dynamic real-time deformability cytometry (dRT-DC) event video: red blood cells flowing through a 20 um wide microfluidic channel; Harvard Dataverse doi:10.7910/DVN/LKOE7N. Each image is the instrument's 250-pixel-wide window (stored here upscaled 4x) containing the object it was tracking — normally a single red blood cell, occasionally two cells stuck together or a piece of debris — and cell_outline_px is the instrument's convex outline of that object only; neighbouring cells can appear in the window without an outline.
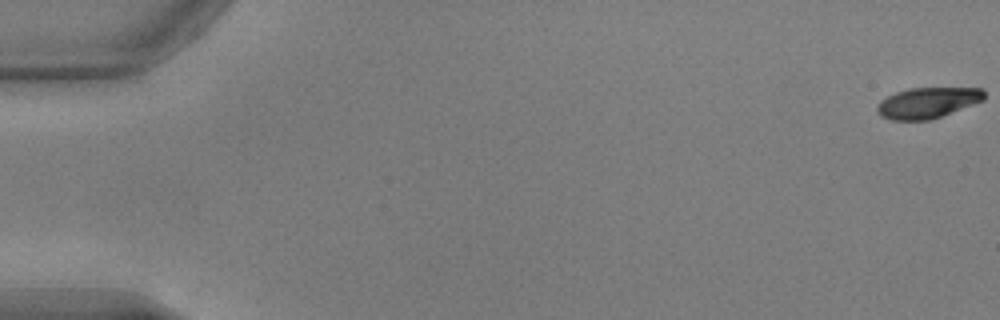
{"species": "common noctule bat (a hibernating species)", "species_latin": "Nyctalus noctula", "temperature_condition": "warm", "stored_images_in_passage": 4, "camera_frame_rate_fps": 3000, "um_per_image_px": 0.085, "animal": {"sex": "male", "body_mass_g": 17.9, "forearm_length_mm": 54.2}, "frame": {"image": 1, "passage_image": 1, "time_ms": 0.0, "image_size_px": [1000, 320], "cell_outline_px": [[984, 100], [940, 116], [928, 120], [892, 120], [880, 116], [876, 112], [876, 108], [880, 100], [896, 92], [908, 88], [984, 88]], "centroid_in_image_um": [78.8, 8.73], "position_along_channel_um": 6.2, "area_um2": 19.07}}